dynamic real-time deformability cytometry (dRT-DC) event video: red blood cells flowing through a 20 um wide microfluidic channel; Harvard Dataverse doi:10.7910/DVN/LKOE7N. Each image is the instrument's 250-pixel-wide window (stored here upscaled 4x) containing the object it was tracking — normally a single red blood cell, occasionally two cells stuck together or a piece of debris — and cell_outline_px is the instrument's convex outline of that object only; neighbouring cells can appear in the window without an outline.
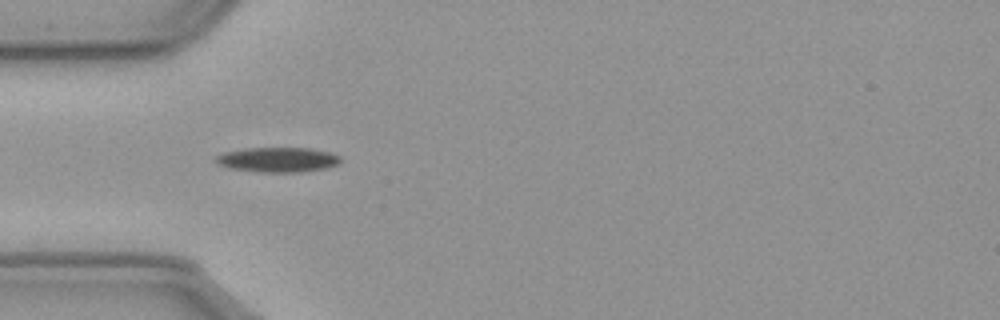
{"species": "common noctule bat (a hibernating species)", "species_latin": "Nyctalus noctula", "temperature_condition": "cold", "stored_images_in_passage": 43, "camera_frame_rate_fps": 3000, "um_per_image_px": 0.085, "animal": {"sex": "male", "body_mass_g": 23.1, "forearm_length_mm": 52.7}, "frame": {"image": 1, "passage_image": 7, "time_ms": 2.0, "image_size_px": [1000, 320], "cell_outline_px": [[340, 160], [336, 164], [324, 168], [300, 172], [260, 172], [228, 168], [220, 164], [216, 160], [216, 156], [224, 152], [244, 148], [308, 148], [328, 152], [340, 156]], "centroid_in_image_um": [23.57, 13.57], "position_along_channel_um": 61.4, "area_um2": 17.8}, "authors_computed_cell_mechanics": {"area_um2": 16.6464, "velocity_mm_per_s": 3.6, "shape_relaxation_time_tau1_ms": 4.8365, "shape_relaxation_time_tau2_ms": null, "deformation_change_tau1": 0.1184, "deformation_change_tau2": null}}